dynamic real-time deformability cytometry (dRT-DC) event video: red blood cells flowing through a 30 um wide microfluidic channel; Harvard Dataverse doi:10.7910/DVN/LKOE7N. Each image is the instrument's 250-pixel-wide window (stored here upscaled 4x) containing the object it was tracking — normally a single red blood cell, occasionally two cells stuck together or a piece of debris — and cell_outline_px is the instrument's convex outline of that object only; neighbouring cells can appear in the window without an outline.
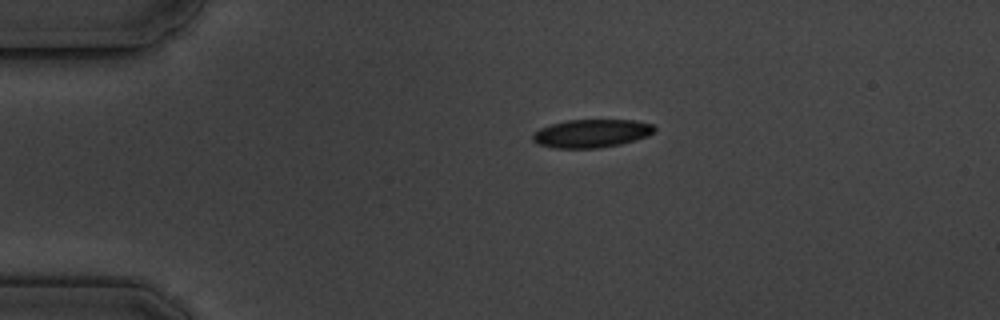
{"species": "common noctule bat (a hibernating species)", "species_latin": "Nyctalus noctula", "temperature_condition": "cold", "stored_images_in_passage": 6, "camera_frame_rate_fps": 3000, "um_per_image_px": 0.085, "animal": {"sex": "male", "body_mass_g": 19.5, "forearm_length_mm": 54.6}, "frame": {"image": 1, "passage_image": 1, "time_ms": 0.0, "image_size_px": [1000, 320], "cell_outline_px": [[656, 132], [648, 136], [620, 144], [600, 148], [556, 148], [536, 144], [532, 140], [532, 136], [540, 128], [552, 124], [568, 120], [636, 120], [652, 124], [656, 128]], "centroid_in_image_um": [50.3, 11.34], "position_along_channel_um": 34.7, "area_um2": 20.06}}
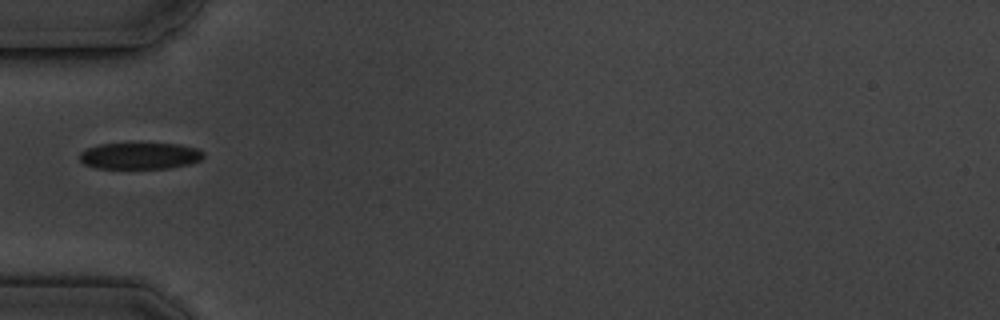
{"frame": {"image": 2, "passage_image": 3, "time_ms": 2.333, "image_size_px": [1000, 320], "cell_outline_px": [[204, 156], [200, 160], [188, 164], [168, 168], [96, 168], [84, 164], [80, 160], [80, 152], [88, 148], [100, 144], [180, 144], [196, 148], [204, 152]], "centroid_in_image_um": [11.9, 13.25], "position_along_channel_um": 73.1, "area_um2": 18.96}}